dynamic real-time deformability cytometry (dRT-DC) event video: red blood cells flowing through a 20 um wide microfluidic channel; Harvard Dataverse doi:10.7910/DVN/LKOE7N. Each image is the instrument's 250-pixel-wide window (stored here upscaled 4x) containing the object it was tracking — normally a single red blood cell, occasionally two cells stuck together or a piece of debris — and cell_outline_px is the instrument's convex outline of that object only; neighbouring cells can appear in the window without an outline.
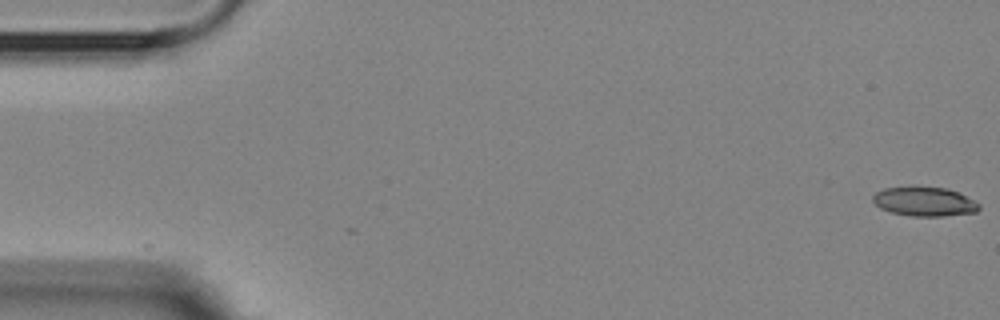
{"species": "Egyptian fruit bat (a non-hibernating species)", "species_latin": "Rousettus aegyptiacus", "temperature_condition": "room temperature", "stored_images_in_passage": 2, "camera_frame_rate_fps": 3000, "um_per_image_px": 0.085, "animal": {"sex": "female"}, "frame": {"image": 1, "passage_image": 1, "time_ms": 0.0, "image_size_px": [1000, 320], "cell_outline_px": [[980, 208], [976, 212], [944, 216], [908, 216], [892, 212], [880, 208], [872, 200], [872, 196], [876, 192], [884, 188], [948, 188], [980, 204]], "centroid_in_image_um": [78.56, 17.16], "position_along_channel_um": 6.4, "area_um2": 17.63}}